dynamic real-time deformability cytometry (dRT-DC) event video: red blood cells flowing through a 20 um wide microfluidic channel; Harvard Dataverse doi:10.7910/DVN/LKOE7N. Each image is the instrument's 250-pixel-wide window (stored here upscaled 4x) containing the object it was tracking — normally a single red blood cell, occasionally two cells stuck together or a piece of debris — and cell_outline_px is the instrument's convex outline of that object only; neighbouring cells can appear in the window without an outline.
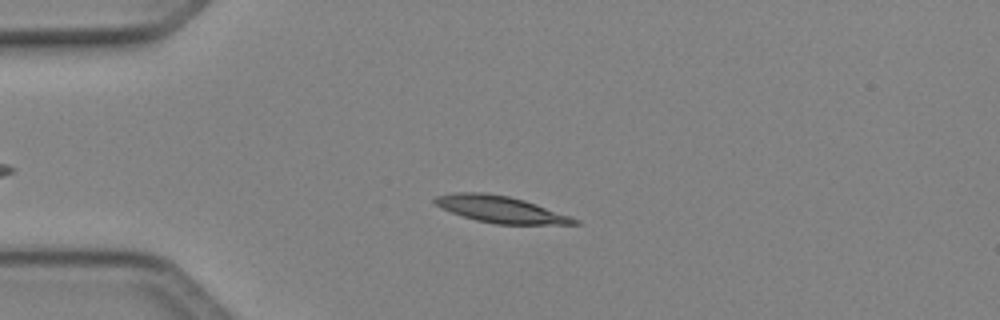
{"species": "Egyptian fruit bat (a non-hibernating species)", "species_latin": "Rousettus aegyptiacus", "temperature_condition": "cold", "stored_images_in_passage": 49, "camera_frame_rate_fps": 3000, "um_per_image_px": 0.085, "animal": {"sex": "female"}, "frame": {"image": 1, "passage_image": 12, "time_ms": 3.667, "image_size_px": [1000, 320], "cell_outline_px": [[580, 224], [496, 224], [476, 220], [452, 212], [436, 204], [432, 200], [436, 196], [456, 192], [484, 192], [508, 196], [524, 200], [536, 204], [580, 220]], "centroid_in_image_um": [42.55, 17.79], "position_along_channel_um": 42.5, "area_um2": 21.33}}
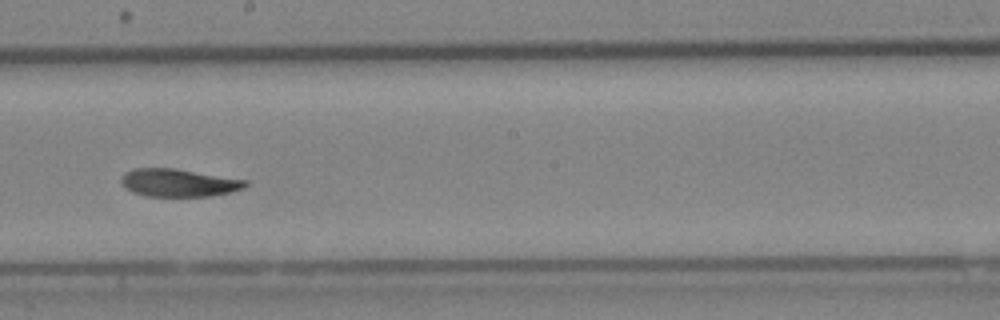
{"frame": {"image": 2, "passage_image": 28, "time_ms": 9.0, "image_size_px": [1000, 320], "cell_outline_px": [[248, 184], [244, 188], [232, 192], [208, 196], [144, 196], [132, 192], [120, 180], [124, 172], [136, 168], [172, 168], [248, 180]], "centroid_in_image_um": [15.2, 15.53], "position_along_channel_um": 233.0, "area_um2": 20.0}}
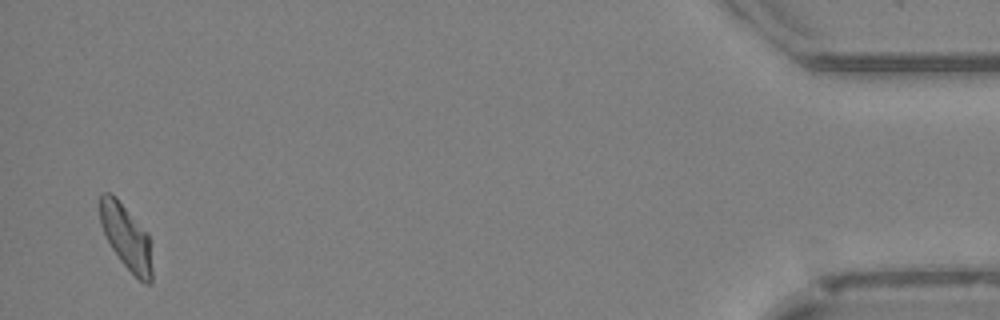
{"frame": {"image": 3, "passage_image": 48, "time_ms": 15.667, "image_size_px": [1000, 320], "cell_outline_px": [[152, 284], [144, 284], [120, 260], [112, 248], [100, 224], [100, 196], [104, 192], [108, 192], [116, 196], [148, 232], [152, 268]], "centroid_in_image_um": [10.75, 20.14], "position_along_channel_um": 424.5, "area_um2": 19.65}, "authors_computed_cell_mechanics": {"area_um2": 20.808, "velocity_mm_per_s": 4.0972, "shape_relaxation_time_tau1_ms": 5.2925, "shape_relaxation_time_tau2_ms": 3.0736, "deformation_change_tau1": 0.1492, "deformation_change_tau2": 0.0891}}